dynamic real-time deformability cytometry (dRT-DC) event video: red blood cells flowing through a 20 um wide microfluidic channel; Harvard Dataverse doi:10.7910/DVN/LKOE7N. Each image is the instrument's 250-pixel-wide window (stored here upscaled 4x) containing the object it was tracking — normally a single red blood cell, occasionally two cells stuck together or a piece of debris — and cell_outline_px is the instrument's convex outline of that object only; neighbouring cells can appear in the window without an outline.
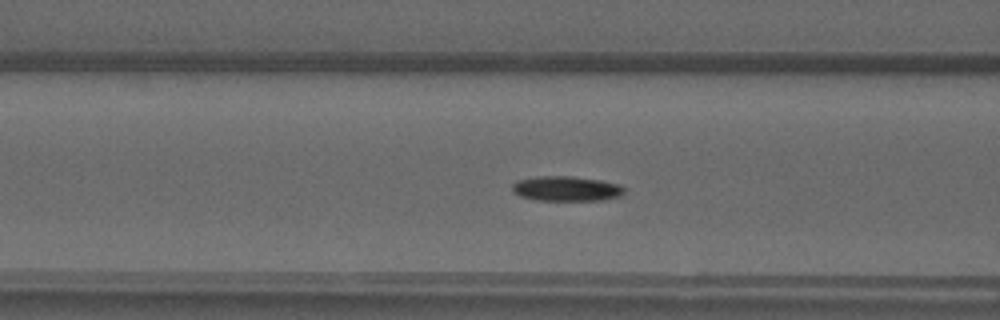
{"species": "common noctule bat (a hibernating species)", "species_latin": "Nyctalus noctula", "temperature_condition": "warm", "stored_images_in_passage": 48, "camera_frame_rate_fps": 3000, "um_per_image_px": 0.085, "animal": {"sex": "male", "forearm_length_mm": 52.5}, "frame": {"image": 1, "passage_image": 18, "time_ms": 5.667, "image_size_px": [1000, 320], "cell_outline_px": [[624, 192], [620, 196], [600, 200], [536, 200], [520, 196], [512, 192], [512, 184], [516, 180], [536, 176], [572, 176], [600, 180], [620, 184], [624, 188]], "centroid_in_image_um": [48.1, 16.02], "position_along_channel_um": 118.5, "area_um2": 16.36}}
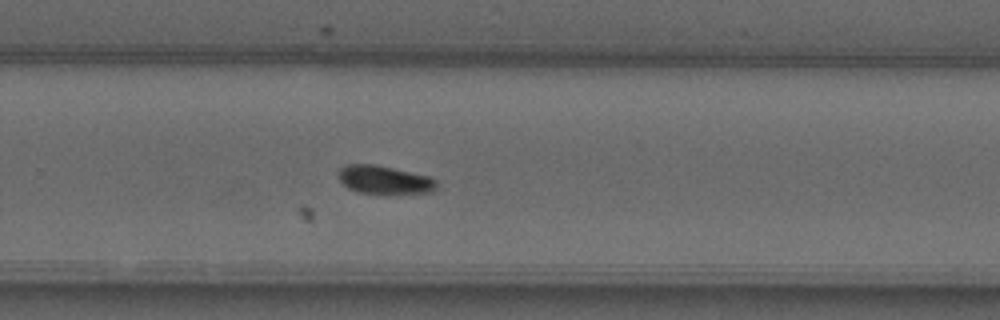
{"frame": {"image": 2, "passage_image": 31, "time_ms": 10.0, "image_size_px": [1000, 320], "cell_outline_px": [[436, 188], [432, 192], [388, 196], [356, 192], [348, 188], [340, 180], [336, 172], [340, 168], [348, 164], [376, 164], [428, 176], [436, 180]], "centroid_in_image_um": [32.66, 15.33], "position_along_channel_um": 297.1, "area_um2": 16.88}}
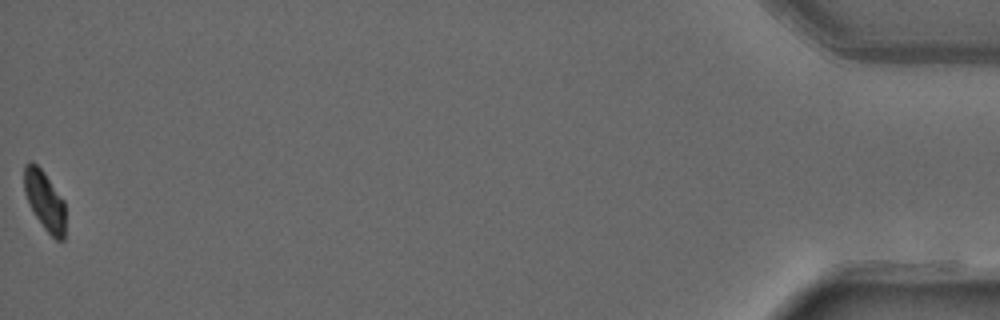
{"frame": {"image": 3, "passage_image": 48, "time_ms": 15.667, "image_size_px": [1000, 320], "cell_outline_px": [[64, 240], [56, 240], [44, 228], [36, 216], [24, 192], [24, 164], [28, 160], [32, 160], [44, 172], [64, 200]], "centroid_in_image_um": [3.78, 17.0], "position_along_channel_um": 431.4, "area_um2": 14.1}}